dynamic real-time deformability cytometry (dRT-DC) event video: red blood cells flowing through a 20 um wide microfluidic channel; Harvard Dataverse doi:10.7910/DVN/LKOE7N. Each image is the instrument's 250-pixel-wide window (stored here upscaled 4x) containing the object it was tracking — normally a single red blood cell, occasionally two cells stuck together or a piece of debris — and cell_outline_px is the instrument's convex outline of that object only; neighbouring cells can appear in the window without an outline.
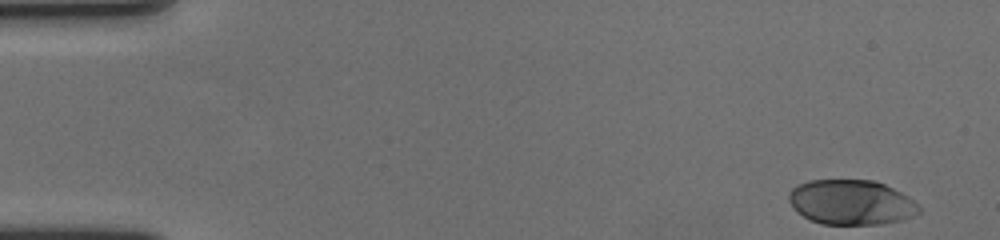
{"species": "human", "species_latin": "Homo sapiens", "temperature_condition": "cold", "stored_images_in_passage": 48, "camera_frame_rate_fps": 3000, "um_per_image_px": 0.085, "donor": {"sex": "female"}, "frame": {"image": 1, "passage_image": 1, "time_ms": 0.0, "image_size_px": [1000, 240], "cell_outline_px": [[920, 212], [900, 220], [880, 224], [820, 224], [808, 220], [796, 212], [788, 200], [788, 192], [796, 184], [808, 180], [872, 180], [884, 184], [908, 196], [920, 208]], "centroid_in_image_um": [72.27, 17.19], "position_along_channel_um": 12.7, "area_um2": 34.16}}
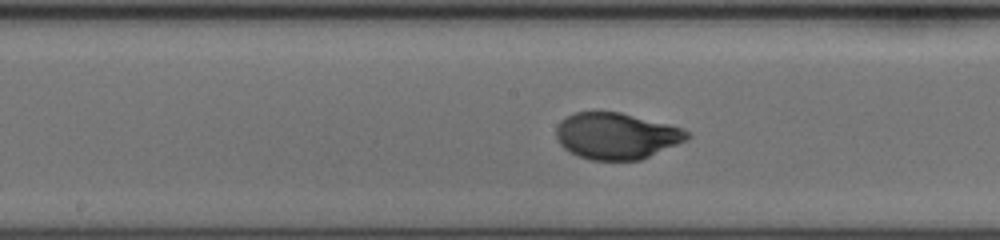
{"frame": {"image": 2, "passage_image": 28, "time_ms": 9.0, "image_size_px": [1000, 240], "cell_outline_px": [[692, 136], [688, 140], [640, 160], [592, 160], [576, 156], [564, 148], [560, 144], [556, 136], [556, 128], [560, 120], [576, 112], [620, 112], [684, 128]], "centroid_in_image_um": [52.41, 11.56], "position_along_channel_um": 195.8, "area_um2": 35.49}}
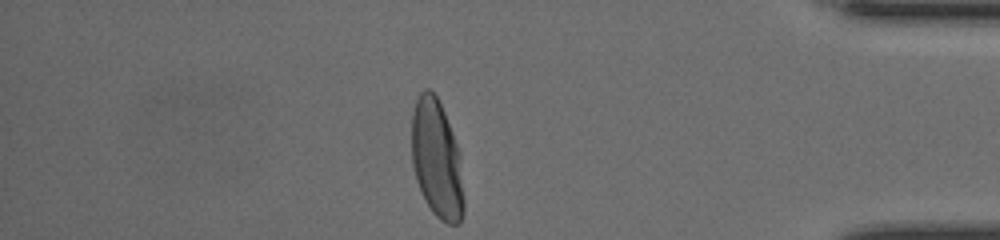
{"frame": {"image": 3, "passage_image": 48, "time_ms": 15.667, "image_size_px": [1000, 240], "cell_outline_px": [[464, 212], [460, 224], [448, 224], [440, 220], [432, 212], [420, 192], [416, 180], [412, 164], [412, 116], [416, 100], [420, 92], [424, 88], [428, 88], [436, 96], [444, 112], [460, 152], [464, 196]], "centroid_in_image_um": [37.14, 13.58], "position_along_channel_um": 398.1, "area_um2": 36.24}, "authors_computed_cell_mechanics": {"area_um2": 35.1424, "velocity_mm_per_s": 3.554, "shape_relaxation_time_tau1_ms": 3.8402, "shape_relaxation_time_tau2_ms": null, "deformation_change_tau1": 0.1849, "deformation_change_tau2": null}}